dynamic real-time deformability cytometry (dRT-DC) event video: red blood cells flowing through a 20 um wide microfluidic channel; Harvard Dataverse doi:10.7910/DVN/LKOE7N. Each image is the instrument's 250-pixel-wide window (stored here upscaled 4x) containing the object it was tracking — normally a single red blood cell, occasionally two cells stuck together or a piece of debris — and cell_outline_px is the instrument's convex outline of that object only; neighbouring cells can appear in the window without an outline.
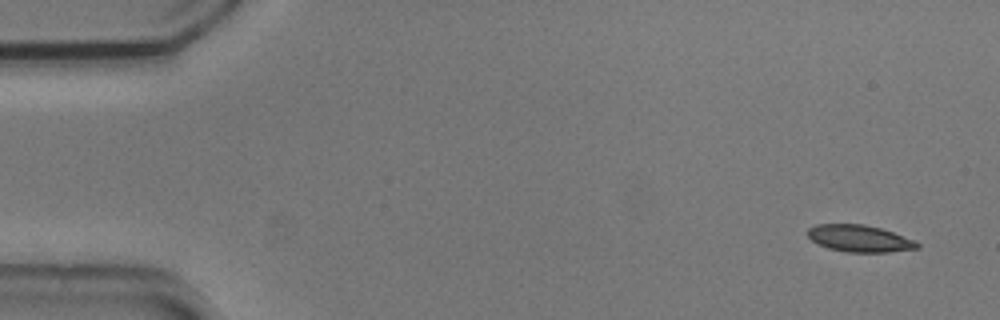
{"species": "common noctule bat (a hibernating species)", "species_latin": "Nyctalus noctula", "temperature_condition": "cold", "stored_images_in_passage": 52, "camera_frame_rate_fps": 3000, "um_per_image_px": 0.085, "animal": {"sex": "male", "body_mass_g": 20.5, "forearm_length_mm": 52.5}, "frame": {"image": 1, "passage_image": 1, "time_ms": 0.0, "image_size_px": [1000, 320], "cell_outline_px": [[920, 248], [888, 252], [848, 252], [828, 248], [812, 240], [808, 236], [808, 228], [816, 224], [864, 224], [880, 228], [892, 232], [912, 240], [920, 244]], "centroid_in_image_um": [73.04, 20.27], "position_along_channel_um": 12.0, "area_um2": 16.94}}
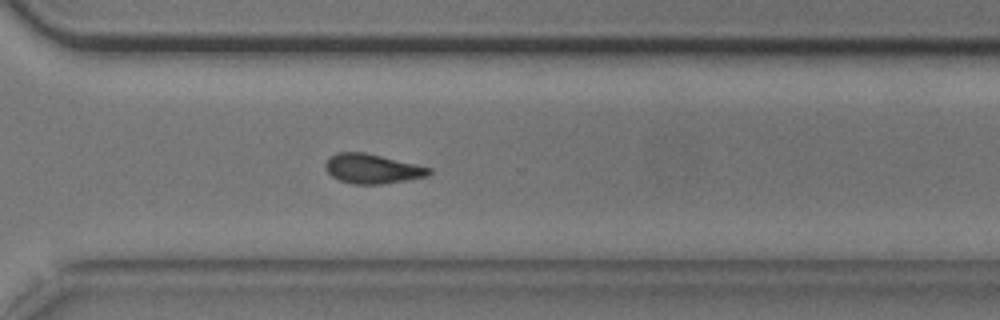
{"frame": {"image": 2, "passage_image": 37, "time_ms": 12.0, "image_size_px": [1000, 320], "cell_outline_px": [[432, 172], [428, 176], [380, 184], [352, 184], [340, 180], [332, 176], [328, 172], [324, 164], [328, 156], [336, 152], [364, 152], [416, 164], [432, 168]], "centroid_in_image_um": [31.62, 14.33], "position_along_channel_um": 339.0, "area_um2": 17.8}}
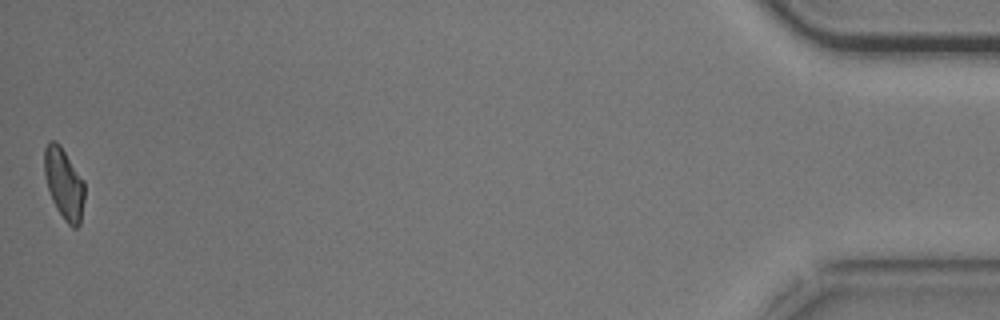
{"frame": {"image": 3, "passage_image": 52, "time_ms": 17.0, "image_size_px": [1000, 320], "cell_outline_px": [[84, 200], [80, 224], [76, 228], [72, 228], [64, 220], [56, 208], [52, 200], [48, 188], [44, 172], [44, 148], [48, 140], [56, 140], [60, 144], [84, 180]], "centroid_in_image_um": [5.44, 15.59], "position_along_channel_um": 429.8, "area_um2": 16.82}, "authors_computed_cell_mechanics": {"area_um2": 17.7446, "velocity_mm_per_s": 3.7154, "shape_relaxation_time_tau1_ms": 5.0623, "shape_relaxation_time_tau2_ms": 8.1611, "deformation_change_tau1": 0.1388, "deformation_change_tau2": 0.1646}}